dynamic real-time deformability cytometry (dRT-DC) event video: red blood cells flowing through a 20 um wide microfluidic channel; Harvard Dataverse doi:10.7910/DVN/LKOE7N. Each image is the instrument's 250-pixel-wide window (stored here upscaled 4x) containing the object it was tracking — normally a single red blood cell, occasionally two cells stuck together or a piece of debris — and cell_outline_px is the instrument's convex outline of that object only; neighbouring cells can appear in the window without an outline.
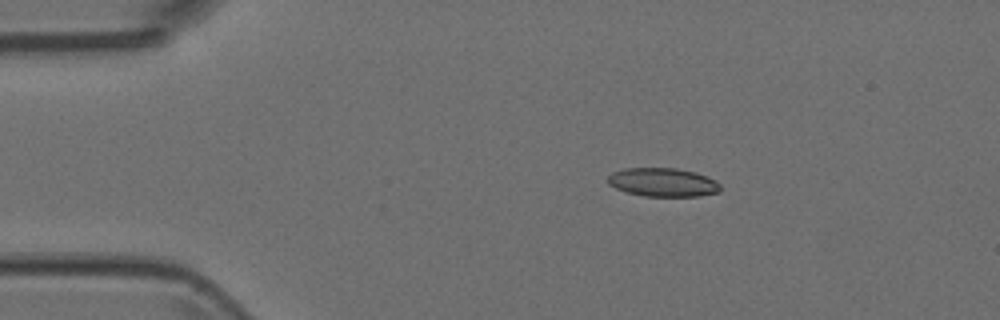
{"species": "Egyptian fruit bat (a non-hibernating species)", "species_latin": "Rousettus aegyptiacus", "temperature_condition": "room temperature", "stored_images_in_passage": 8, "camera_frame_rate_fps": 3000, "um_per_image_px": 0.085, "animal": {"sex": "female"}, "frame": {"image": 1, "passage_image": 3, "time_ms": 0.667, "image_size_px": [1000, 320], "cell_outline_px": [[720, 192], [700, 196], [644, 196], [628, 192], [616, 188], [608, 184], [608, 176], [612, 172], [624, 168], [676, 168], [696, 172], [708, 176], [716, 180], [720, 184]], "centroid_in_image_um": [56.38, 15.49], "position_along_channel_um": 28.6, "area_um2": 18.9}}
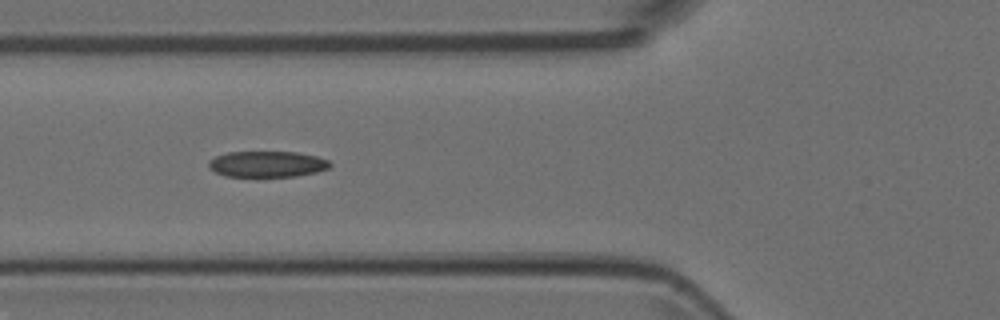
{"frame": {"image": 2, "passage_image": 6, "time_ms": 1.667, "image_size_px": [1000, 320], "cell_outline_px": [[332, 164], [328, 168], [316, 172], [296, 176], [224, 176], [208, 168], [208, 160], [216, 156], [228, 152], [296, 152], [316, 156], [328, 160]], "centroid_in_image_um": [22.68, 13.94], "position_along_channel_um": 103.1, "area_um2": 18.32}}
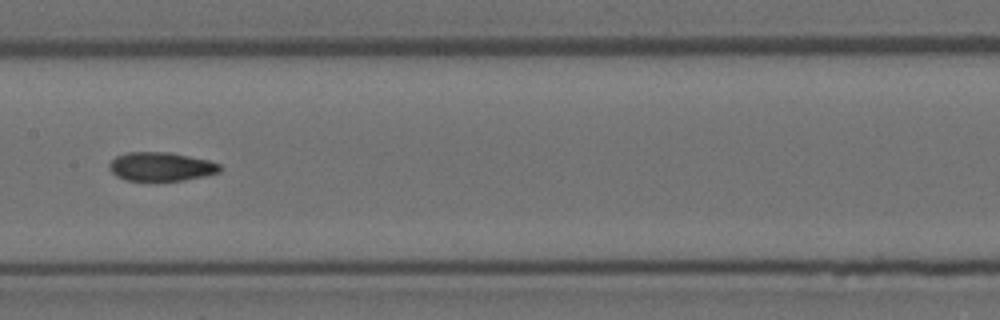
{"frame": {"image": 3, "passage_image": 8, "time_ms": 2.333, "image_size_px": [1000, 320], "cell_outline_px": [[224, 168], [220, 172], [204, 176], [184, 180], [156, 184], [124, 180], [116, 176], [108, 168], [108, 164], [116, 156], [128, 152], [168, 152], [208, 160], [220, 164]], "centroid_in_image_um": [13.67, 14.21], "position_along_channel_um": 193.7, "area_um2": 19.42}}